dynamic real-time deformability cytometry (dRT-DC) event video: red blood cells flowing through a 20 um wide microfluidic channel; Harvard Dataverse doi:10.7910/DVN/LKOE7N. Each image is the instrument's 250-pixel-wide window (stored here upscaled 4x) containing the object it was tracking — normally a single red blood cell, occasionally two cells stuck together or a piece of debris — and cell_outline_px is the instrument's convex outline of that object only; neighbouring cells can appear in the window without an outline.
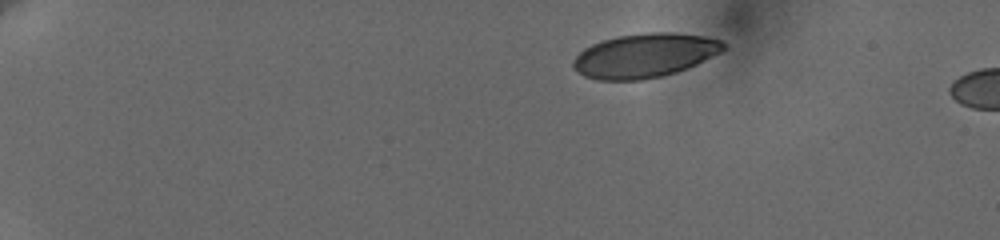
{"species": "human", "species_latin": "Homo sapiens", "temperature_condition": "cold", "stored_images_in_passage": 16, "camera_frame_rate_fps": 3000, "um_per_image_px": 0.085, "donor": {"sex": "female"}, "frame": {"image": 1, "passage_image": 1, "time_ms": 0.0, "image_size_px": [1000, 240], "cell_outline_px": [[728, 48], [688, 68], [676, 72], [644, 80], [596, 80], [584, 76], [572, 68], [572, 60], [584, 48], [592, 44], [616, 36], [648, 32], [672, 32], [704, 36], [720, 40], [728, 44]], "centroid_in_image_um": [54.79, 4.72], "position_along_channel_um": 30.2, "area_um2": 38.78}}
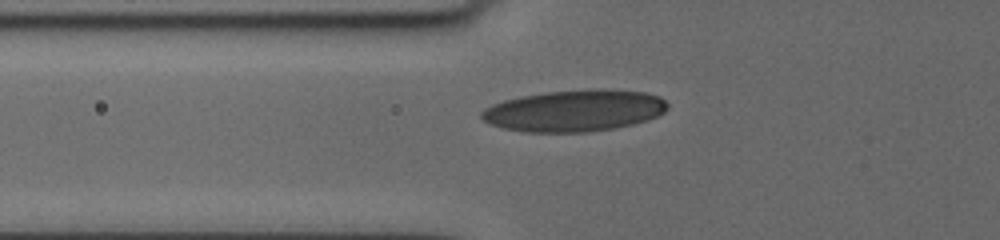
{"frame": {"image": 2, "passage_image": 12, "time_ms": 4.333, "image_size_px": [1000, 240], "cell_outline_px": [[668, 108], [664, 112], [648, 120], [632, 124], [612, 128], [588, 132], [528, 132], [504, 128], [492, 124], [484, 120], [480, 116], [480, 112], [484, 108], [492, 104], [504, 100], [520, 96], [544, 92], [600, 88], [648, 92], [660, 96], [668, 104]], "centroid_in_image_um": [48.85, 9.39], "position_along_channel_um": 77.0, "area_um2": 45.26}}
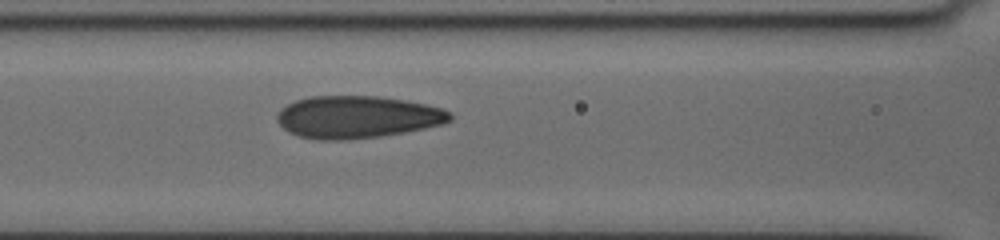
{"frame": {"image": 3, "passage_image": 16, "time_ms": 6.0, "image_size_px": [1000, 240], "cell_outline_px": [[452, 120], [444, 124], [404, 132], [380, 136], [344, 140], [316, 140], [300, 136], [288, 132], [276, 120], [276, 116], [280, 108], [296, 100], [308, 96], [376, 96], [404, 100], [424, 104], [440, 108], [448, 112], [452, 116]], "centroid_in_image_um": [30.33, 9.95], "position_along_channel_um": 136.3, "area_um2": 42.6}}